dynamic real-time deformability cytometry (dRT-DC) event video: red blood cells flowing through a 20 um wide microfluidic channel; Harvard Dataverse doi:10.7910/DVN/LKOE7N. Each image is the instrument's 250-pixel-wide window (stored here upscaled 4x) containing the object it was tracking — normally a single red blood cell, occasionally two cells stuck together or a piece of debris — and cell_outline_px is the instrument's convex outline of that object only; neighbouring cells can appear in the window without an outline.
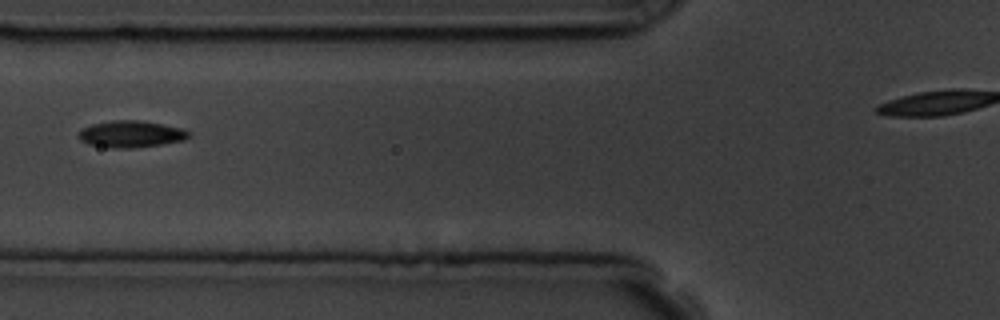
{"species": "common noctule bat (a hibernating species)", "species_latin": "Nyctalus noctula", "temperature_condition": "room temperature", "stored_images_in_passage": 4, "camera_frame_rate_fps": 3000, "um_per_image_px": 0.085, "animal": {"sex": "male", "body_mass_g": 19.5, "forearm_length_mm": 54.6}, "frame": {"image": 1, "passage_image": 3, "time_ms": 2.333, "image_size_px": [1000, 320], "cell_outline_px": [[192, 132], [184, 140], [160, 144], [132, 148], [108, 148], [88, 144], [80, 140], [76, 136], [84, 128], [92, 124], [112, 120], [140, 120], [164, 124], [184, 128]], "centroid_in_image_um": [11.14, 11.39], "position_along_channel_um": 114.7, "area_um2": 17.28}}